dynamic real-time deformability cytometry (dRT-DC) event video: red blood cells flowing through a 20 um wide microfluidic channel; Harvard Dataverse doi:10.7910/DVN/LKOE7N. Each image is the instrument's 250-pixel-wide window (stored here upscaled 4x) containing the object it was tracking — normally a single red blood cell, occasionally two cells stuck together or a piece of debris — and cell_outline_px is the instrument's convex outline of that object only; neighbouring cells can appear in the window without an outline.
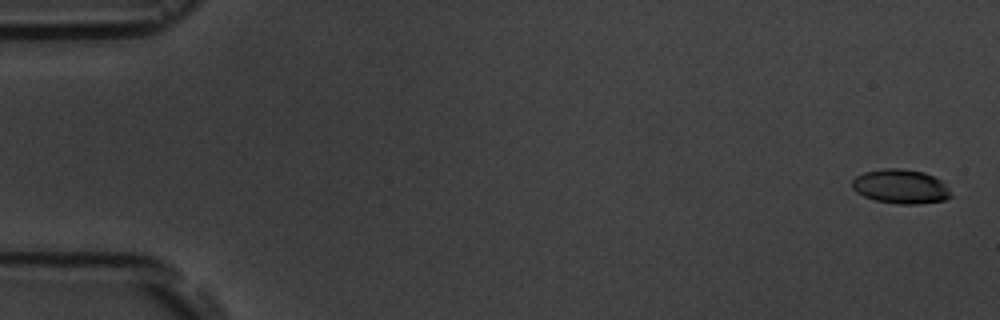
{"species": "common noctule bat (a hibernating species)", "species_latin": "Nyctalus noctula", "temperature_condition": "room temperature", "stored_images_in_passage": 8, "camera_frame_rate_fps": 3000, "um_per_image_px": 0.085, "animal": {"sex": "male", "body_mass_g": 19.5, "forearm_length_mm": 54.6}, "frame": {"image": 1, "passage_image": 1, "time_ms": 0.0, "image_size_px": [1000, 320], "cell_outline_px": [[952, 196], [944, 200], [916, 204], [900, 204], [876, 200], [864, 196], [856, 192], [852, 188], [852, 180], [856, 176], [864, 172], [884, 168], [900, 168], [924, 172], [940, 180], [948, 188]], "centroid_in_image_um": [76.54, 15.84], "position_along_channel_um": 8.5, "area_um2": 19.59}}
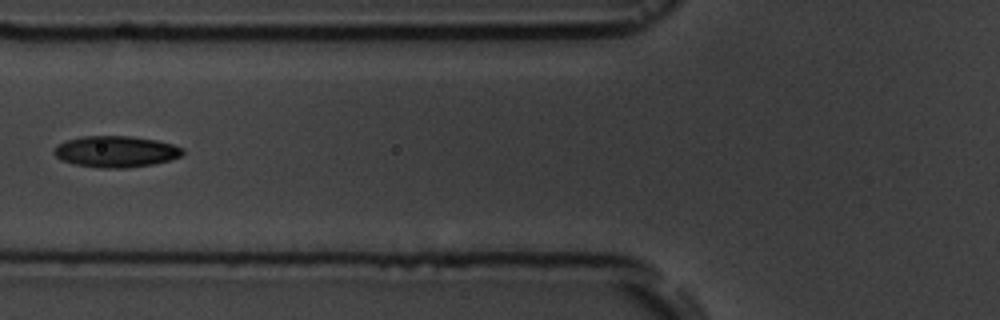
{"frame": {"image": 2, "passage_image": 7, "time_ms": 7.0, "image_size_px": [1000, 320], "cell_outline_px": [[184, 152], [180, 156], [168, 160], [152, 164], [124, 168], [100, 168], [76, 164], [60, 160], [52, 152], [60, 144], [68, 140], [80, 136], [128, 136], [156, 140], [172, 144], [184, 148]], "centroid_in_image_um": [9.85, 12.88], "position_along_channel_um": 116.0, "area_um2": 23.24}}
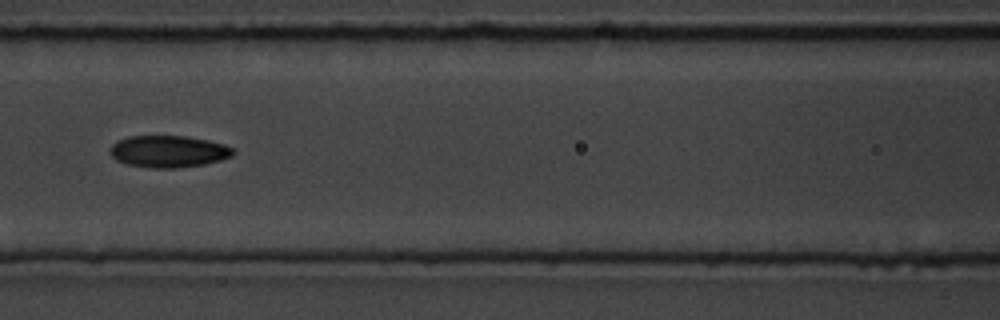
{"frame": {"image": 3, "passage_image": 8, "time_ms": 8.0, "image_size_px": [1000, 320], "cell_outline_px": [[236, 152], [232, 156], [220, 160], [204, 164], [176, 168], [152, 168], [128, 164], [116, 160], [108, 152], [108, 148], [116, 140], [128, 136], [184, 136], [208, 140], [224, 144], [232, 148]], "centroid_in_image_um": [14.29, 12.87], "position_along_channel_um": 152.3, "area_um2": 23.0}}